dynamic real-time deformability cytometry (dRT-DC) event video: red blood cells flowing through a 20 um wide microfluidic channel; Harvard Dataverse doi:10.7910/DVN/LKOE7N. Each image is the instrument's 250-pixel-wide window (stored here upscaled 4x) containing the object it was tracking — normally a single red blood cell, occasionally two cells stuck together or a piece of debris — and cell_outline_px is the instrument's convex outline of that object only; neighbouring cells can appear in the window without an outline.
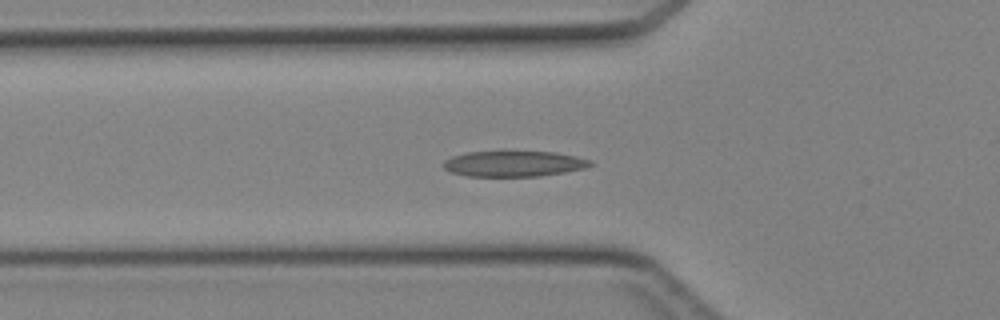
{"species": "Egyptian fruit bat (a non-hibernating species)", "species_latin": "Rousettus aegyptiacus", "temperature_condition": "cold", "stored_images_in_passage": 36, "camera_frame_rate_fps": 3000, "um_per_image_px": 0.085, "animal": {"sex": "female"}, "frame": {"image": 1, "passage_image": 6, "time_ms": 1.667, "image_size_px": [1000, 320], "cell_outline_px": [[592, 164], [584, 168], [564, 172], [540, 176], [468, 176], [452, 172], [444, 168], [444, 160], [452, 156], [468, 152], [504, 148], [556, 152], [576, 156], [592, 160]], "centroid_in_image_um": [43.67, 13.85], "position_along_channel_um": 82.1, "area_um2": 23.0}}
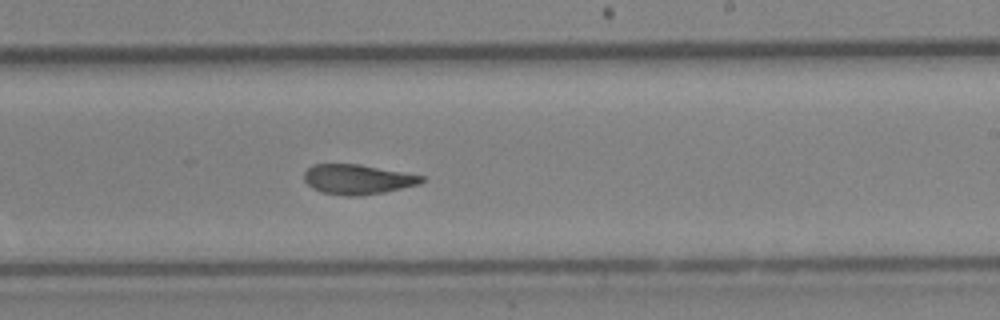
{"frame": {"image": 2, "passage_image": 18, "time_ms": 5.667, "image_size_px": [1000, 320], "cell_outline_px": [[424, 180], [420, 184], [384, 192], [360, 196], [344, 196], [320, 192], [312, 188], [304, 180], [304, 172], [312, 164], [360, 164], [404, 172], [424, 176]], "centroid_in_image_um": [30.38, 15.24], "position_along_channel_um": 258.6, "area_um2": 20.58}}
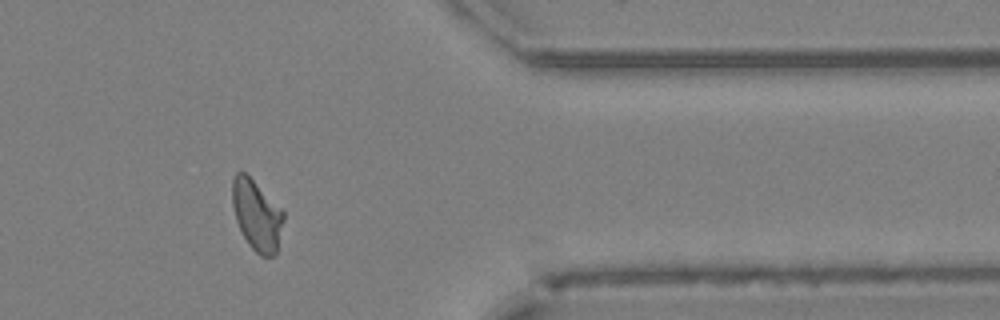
{"frame": {"image": 3, "passage_image": 28, "time_ms": 9.0, "image_size_px": [1000, 320], "cell_outline_px": [[284, 220], [276, 252], [272, 256], [260, 256], [248, 244], [236, 220], [232, 204], [232, 180], [236, 172], [244, 172], [284, 208]], "centroid_in_image_um": [21.84, 18.26], "position_along_channel_um": 389.6, "area_um2": 21.15}}